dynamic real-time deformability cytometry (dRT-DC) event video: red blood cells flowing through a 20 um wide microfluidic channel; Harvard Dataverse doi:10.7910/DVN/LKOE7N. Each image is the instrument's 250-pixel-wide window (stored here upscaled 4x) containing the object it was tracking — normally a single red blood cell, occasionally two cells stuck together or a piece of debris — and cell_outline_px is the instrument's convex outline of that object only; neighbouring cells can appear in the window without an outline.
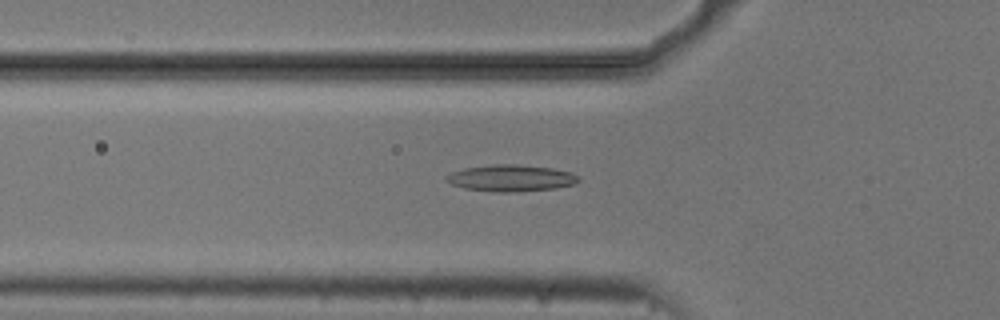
{"species": "common noctule bat (a hibernating species)", "species_latin": "Nyctalus noctula", "temperature_condition": "cold", "stored_images_in_passage": 53, "camera_frame_rate_fps": 3000, "um_per_image_px": 0.085, "animal": {"sex": "male", "body_mass_g": 20.5, "forearm_length_mm": 52.5}, "frame": {"image": 1, "passage_image": 18, "time_ms": 5.667, "image_size_px": [1000, 320], "cell_outline_px": [[580, 180], [576, 184], [556, 188], [512, 192], [496, 192], [464, 188], [452, 184], [444, 180], [444, 176], [452, 172], [464, 168], [492, 164], [516, 164], [552, 168], [572, 172]], "centroid_in_image_um": [43.42, 15.13], "position_along_channel_um": 82.4, "area_um2": 20.58}}
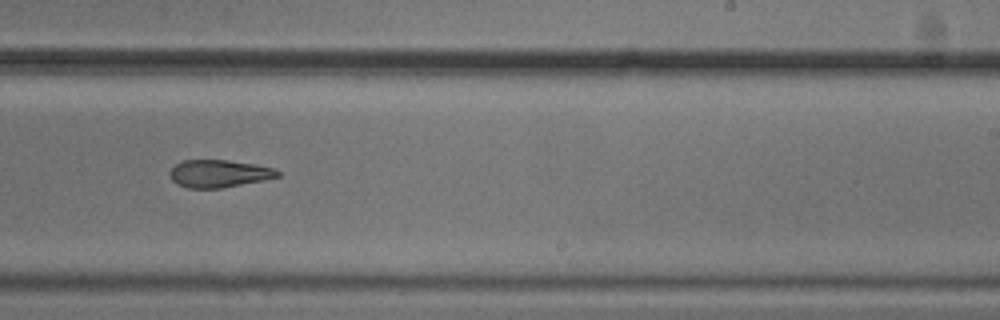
{"frame": {"image": 2, "passage_image": 33, "time_ms": 10.667, "image_size_px": [1000, 320], "cell_outline_px": [[280, 176], [264, 180], [220, 188], [188, 188], [176, 184], [172, 180], [168, 172], [180, 160], [228, 160], [256, 164], [272, 168], [280, 172]], "centroid_in_image_um": [18.58, 14.75], "position_along_channel_um": 270.4, "area_um2": 17.34}}
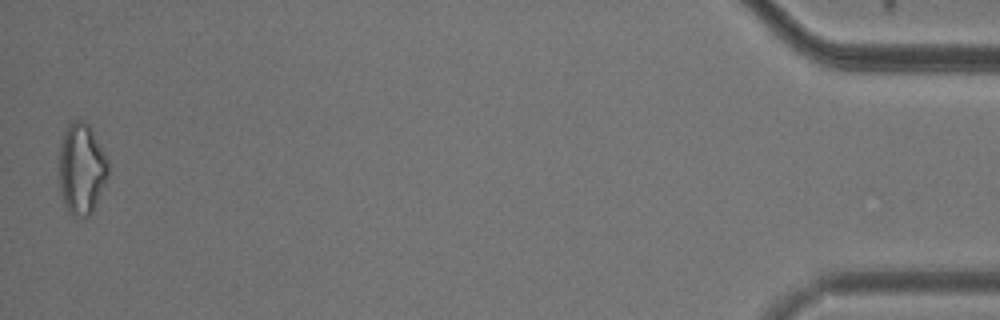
{"frame": {"image": 3, "passage_image": 53, "time_ms": 17.333, "image_size_px": [1000, 320], "cell_outline_px": [[108, 176], [92, 212], [88, 216], [72, 216], [68, 212], [60, 188], [60, 144], [68, 120], [84, 120], [92, 128], [108, 160]], "centroid_in_image_um": [6.94, 14.29], "position_along_channel_um": 428.3, "area_um2": 26.01}, "authors_computed_cell_mechanics": {"area_um2": 19.5942, "velocity_mm_per_s": 3.7378, "shape_relaxation_time_tau1_ms": null, "shape_relaxation_time_tau2_ms": 8.9728, "deformation_change_tau1": null, "deformation_change_tau2": 0.2075}}